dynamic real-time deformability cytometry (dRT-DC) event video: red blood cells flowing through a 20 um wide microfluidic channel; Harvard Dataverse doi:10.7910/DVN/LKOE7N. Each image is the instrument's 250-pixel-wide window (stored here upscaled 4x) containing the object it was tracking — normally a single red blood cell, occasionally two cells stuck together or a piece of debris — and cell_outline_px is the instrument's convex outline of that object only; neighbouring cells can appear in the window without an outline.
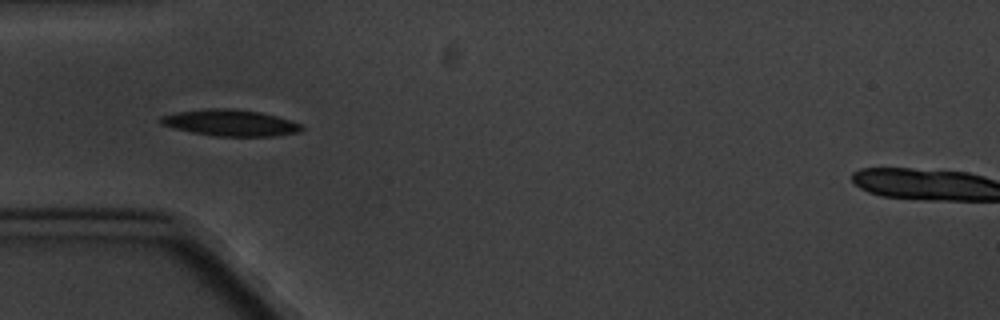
{"species": "common noctule bat (a hibernating species)", "species_latin": "Nyctalus noctula", "temperature_condition": "cold", "stored_images_in_passage": 5, "camera_frame_rate_fps": 3000, "um_per_image_px": 0.085, "animal": {"sex": "male", "body_mass_g": 20.1, "forearm_length_mm": 53.5}, "frame": {"image": 1, "passage_image": 4, "time_ms": 3.667, "image_size_px": [1000, 320], "cell_outline_px": [[304, 128], [300, 132], [276, 136], [216, 136], [192, 132], [172, 128], [160, 124], [156, 120], [160, 116], [180, 112], [208, 108], [232, 108], [260, 112], [276, 116], [300, 124]], "centroid_in_image_um": [19.54, 10.44], "position_along_channel_um": 65.5, "area_um2": 21.68}}